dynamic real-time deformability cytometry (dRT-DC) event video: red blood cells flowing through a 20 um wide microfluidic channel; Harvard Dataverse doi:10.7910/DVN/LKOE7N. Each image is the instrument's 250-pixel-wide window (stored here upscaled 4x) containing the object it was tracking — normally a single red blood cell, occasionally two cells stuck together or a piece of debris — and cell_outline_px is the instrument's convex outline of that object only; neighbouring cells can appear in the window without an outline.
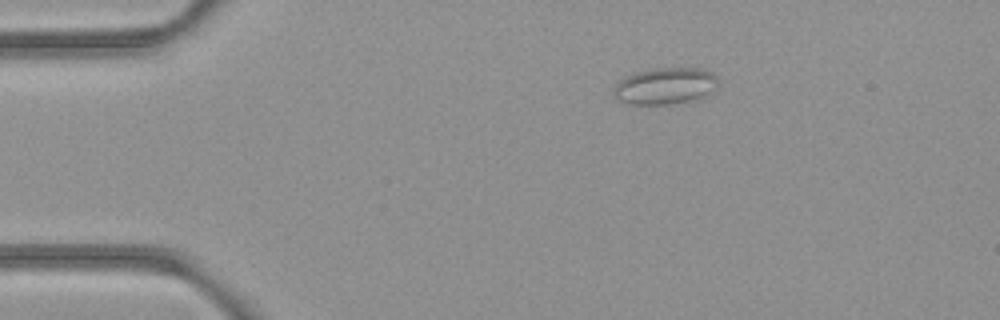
{"species": "common noctule bat (a hibernating species)", "species_latin": "Nyctalus noctula", "temperature_condition": "room temperature", "stored_images_in_passage": 44, "camera_frame_rate_fps": 3000, "um_per_image_px": 0.085, "animal": {"sex": "female", "body_mass_g": 21.9}, "frame": {"image": 1, "passage_image": 1, "time_ms": 0.0, "image_size_px": [1000, 320], "cell_outline_px": [[716, 88], [704, 96], [688, 100], [668, 104], [628, 104], [620, 100], [612, 92], [616, 84], [624, 76], [636, 72], [652, 68], [704, 68], [712, 72], [716, 76]], "centroid_in_image_um": [56.52, 7.28], "position_along_channel_um": 28.5, "area_um2": 22.14}}
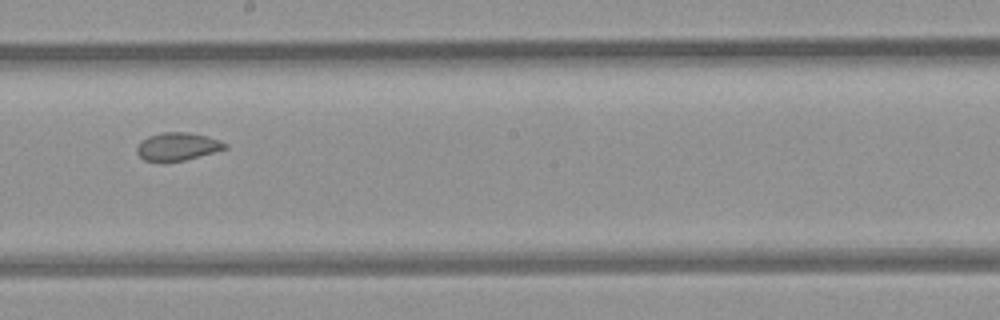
{"frame": {"image": 2, "passage_image": 21, "time_ms": 6.667, "image_size_px": [1000, 320], "cell_outline_px": [[228, 148], [184, 160], [144, 160], [136, 152], [136, 148], [140, 140], [148, 136], [164, 132], [188, 132], [208, 136], [220, 140], [228, 144]], "centroid_in_image_um": [15.1, 12.42], "position_along_channel_um": 233.1, "area_um2": 14.16}}
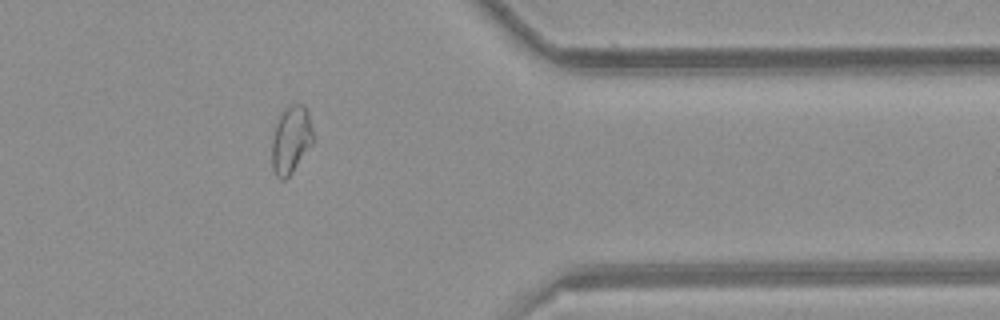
{"frame": {"image": 3, "passage_image": 34, "time_ms": 11.0, "image_size_px": [1000, 320], "cell_outline_px": [[316, 140], [292, 172], [284, 180], [280, 180], [276, 176], [272, 168], [272, 140], [276, 124], [280, 112], [284, 108], [292, 104], [304, 104], [308, 112]], "centroid_in_image_um": [24.76, 11.86], "position_along_channel_um": 386.6, "area_um2": 16.59}, "authors_computed_cell_mechanics": {"area_um2": 15.8083, "velocity_mm_per_s": 3.9568, "shape_relaxation_time_tau1_ms": null, "shape_relaxation_time_tau2_ms": 1.4901, "deformation_change_tau1": null, "deformation_change_tau2": 0.0668}}